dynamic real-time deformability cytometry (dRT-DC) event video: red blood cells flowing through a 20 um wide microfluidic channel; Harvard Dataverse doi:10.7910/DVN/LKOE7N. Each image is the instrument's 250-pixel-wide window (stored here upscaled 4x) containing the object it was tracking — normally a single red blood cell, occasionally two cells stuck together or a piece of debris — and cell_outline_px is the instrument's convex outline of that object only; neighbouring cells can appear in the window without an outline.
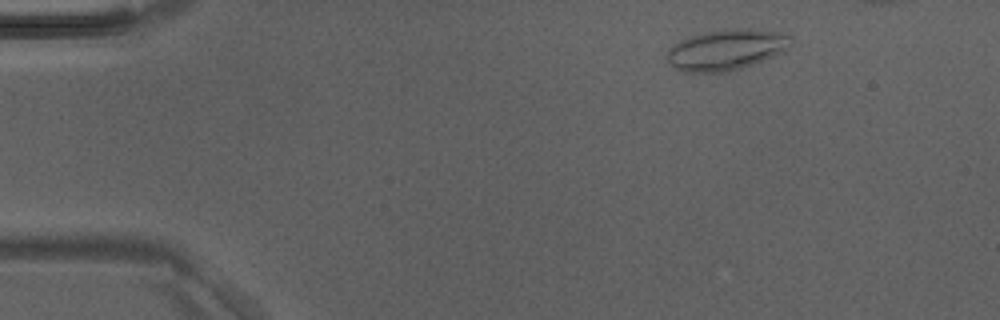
{"species": "Egyptian fruit bat (a non-hibernating species)", "species_latin": "Rousettus aegyptiacus", "temperature_condition": "room temperature", "stored_images_in_passage": 5, "camera_frame_rate_fps": 3000, "um_per_image_px": 0.085, "animal": {"sex": "male"}, "frame": {"image": 1, "passage_image": 2, "time_ms": 0.333, "image_size_px": [1000, 320], "cell_outline_px": [[792, 44], [788, 48], [772, 56], [752, 64], [740, 68], [724, 72], [684, 72], [672, 68], [668, 64], [664, 56], [668, 48], [672, 44], [688, 36], [728, 28], [748, 28], [780, 32], [792, 36]], "centroid_in_image_um": [61.66, 4.22], "position_along_channel_um": 23.3, "area_um2": 29.71}}